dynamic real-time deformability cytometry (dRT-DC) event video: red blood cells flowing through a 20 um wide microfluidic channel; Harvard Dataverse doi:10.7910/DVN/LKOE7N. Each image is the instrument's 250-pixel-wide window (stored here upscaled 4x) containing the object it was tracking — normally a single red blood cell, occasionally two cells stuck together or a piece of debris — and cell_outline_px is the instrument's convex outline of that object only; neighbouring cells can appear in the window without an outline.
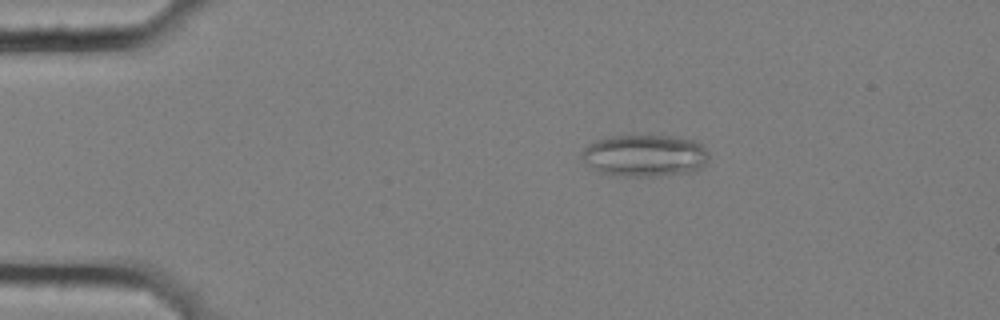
{"species": "common noctule bat (a hibernating species)", "species_latin": "Nyctalus noctula", "temperature_condition": "cold", "stored_images_in_passage": 4, "camera_frame_rate_fps": 3000, "um_per_image_px": 0.085, "animal": {"sex": "female", "body_mass_g": 25.1}, "frame": {"image": 1, "passage_image": 1, "time_ms": 0.0, "image_size_px": [1000, 320], "cell_outline_px": [[708, 160], [700, 168], [692, 172], [660, 176], [620, 176], [600, 172], [588, 164], [580, 156], [580, 152], [588, 144], [596, 140], [608, 136], [672, 136], [692, 140], [700, 144], [708, 152]], "centroid_in_image_um": [54.8, 13.23], "position_along_channel_um": 30.2, "area_um2": 31.04}}